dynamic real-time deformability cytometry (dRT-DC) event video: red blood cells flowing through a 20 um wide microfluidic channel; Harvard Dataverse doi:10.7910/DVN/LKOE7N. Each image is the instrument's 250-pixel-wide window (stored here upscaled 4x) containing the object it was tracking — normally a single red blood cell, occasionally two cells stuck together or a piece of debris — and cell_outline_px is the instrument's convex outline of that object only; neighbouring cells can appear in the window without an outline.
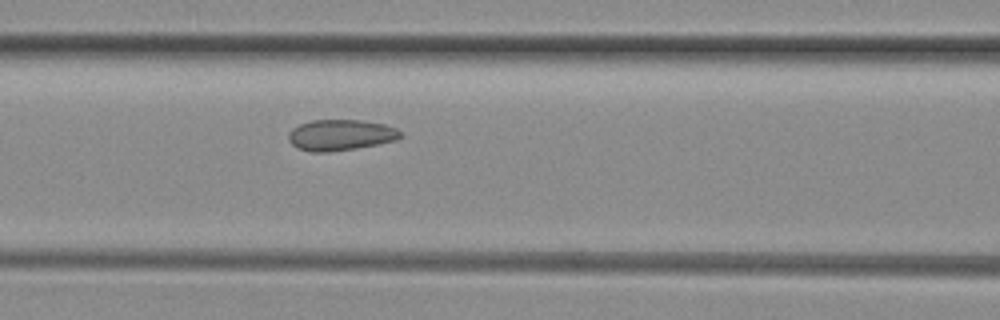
{"species": "common noctule bat (a hibernating species)", "species_latin": "Nyctalus noctula", "temperature_condition": "room temperature", "stored_images_in_passage": 5, "camera_frame_rate_fps": 3000, "um_per_image_px": 0.085, "animal": {"sex": "female", "body_mass_g": 29.2, "forearm_length_mm": 56.3}, "frame": {"image": 1, "passage_image": 5, "time_ms": 1.333, "image_size_px": [1000, 320], "cell_outline_px": [[404, 136], [396, 140], [356, 148], [328, 152], [312, 152], [296, 148], [288, 140], [288, 132], [292, 128], [300, 124], [312, 120], [360, 120], [384, 124], [396, 128], [404, 132]], "centroid_in_image_um": [28.95, 11.47], "position_along_channel_um": 137.6, "area_um2": 20.35}}